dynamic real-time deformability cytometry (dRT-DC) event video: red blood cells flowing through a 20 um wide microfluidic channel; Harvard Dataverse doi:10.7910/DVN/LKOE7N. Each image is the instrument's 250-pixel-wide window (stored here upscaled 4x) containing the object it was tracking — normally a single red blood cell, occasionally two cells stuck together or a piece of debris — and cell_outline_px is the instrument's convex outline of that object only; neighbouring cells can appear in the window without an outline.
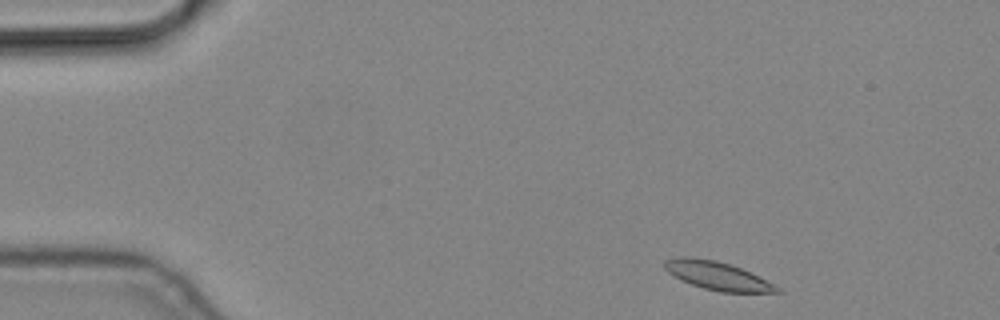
{"species": "common noctule bat (a hibernating species)", "species_latin": "Nyctalus noctula", "temperature_condition": "cold", "stored_images_in_passage": 4, "camera_frame_rate_fps": 3000, "um_per_image_px": 0.085, "animal": {"sex": "male", "body_mass_g": 19.2, "forearm_length_mm": 51.8}, "frame": {"image": 1, "passage_image": 1, "time_ms": 0.0, "image_size_px": [1000, 320], "cell_outline_px": [[784, 292], [720, 292], [704, 288], [680, 280], [668, 272], [664, 268], [664, 260], [676, 256], [692, 256], [716, 260], [740, 268], [780, 288]], "centroid_in_image_um": [60.89, 23.42], "position_along_channel_um": 24.1, "area_um2": 18.32}}
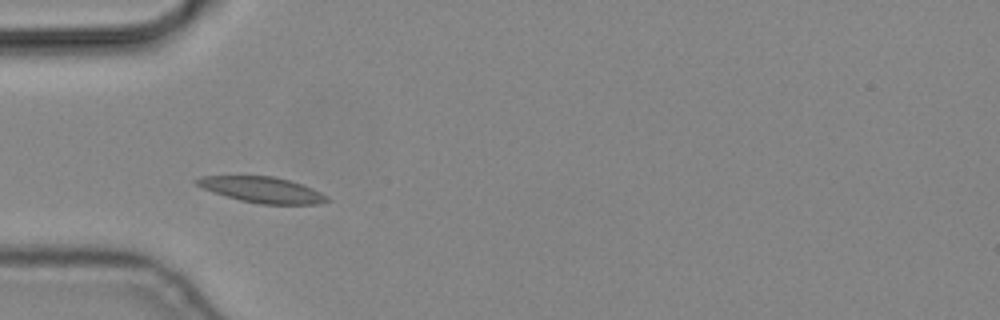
{"frame": {"image": 2, "passage_image": 4, "time_ms": 1.0, "image_size_px": [1000, 320], "cell_outline_px": [[332, 200], [320, 204], [260, 204], [240, 200], [204, 188], [196, 184], [192, 180], [200, 176], [272, 176], [288, 180], [312, 188], [328, 196]], "centroid_in_image_um": [22.31, 16.13], "position_along_channel_um": 62.7, "area_um2": 19.36}}